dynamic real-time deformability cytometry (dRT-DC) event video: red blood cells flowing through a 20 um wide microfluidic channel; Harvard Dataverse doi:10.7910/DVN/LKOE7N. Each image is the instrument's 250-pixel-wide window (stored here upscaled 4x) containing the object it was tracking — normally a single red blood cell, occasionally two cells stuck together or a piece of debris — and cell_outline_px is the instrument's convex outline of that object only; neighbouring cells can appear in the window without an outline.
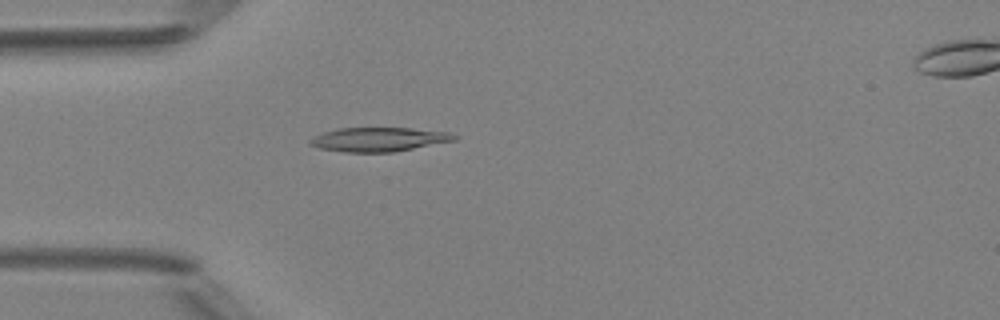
{"species": "Egyptian fruit bat (a non-hibernating species)", "species_latin": "Rousettus aegyptiacus", "temperature_condition": "room temperature", "stored_images_in_passage": 4, "camera_frame_rate_fps": 3000, "um_per_image_px": 0.085, "animal": {"sex": "female"}, "frame": {"image": 1, "passage_image": 3, "time_ms": 2.333, "image_size_px": [1000, 320], "cell_outline_px": [[460, 136], [456, 140], [392, 152], [344, 152], [320, 148], [308, 144], [308, 140], [324, 132], [340, 128], [412, 128], [448, 132]], "centroid_in_image_um": [32.21, 11.85], "position_along_channel_um": 52.8, "area_um2": 20.11}}